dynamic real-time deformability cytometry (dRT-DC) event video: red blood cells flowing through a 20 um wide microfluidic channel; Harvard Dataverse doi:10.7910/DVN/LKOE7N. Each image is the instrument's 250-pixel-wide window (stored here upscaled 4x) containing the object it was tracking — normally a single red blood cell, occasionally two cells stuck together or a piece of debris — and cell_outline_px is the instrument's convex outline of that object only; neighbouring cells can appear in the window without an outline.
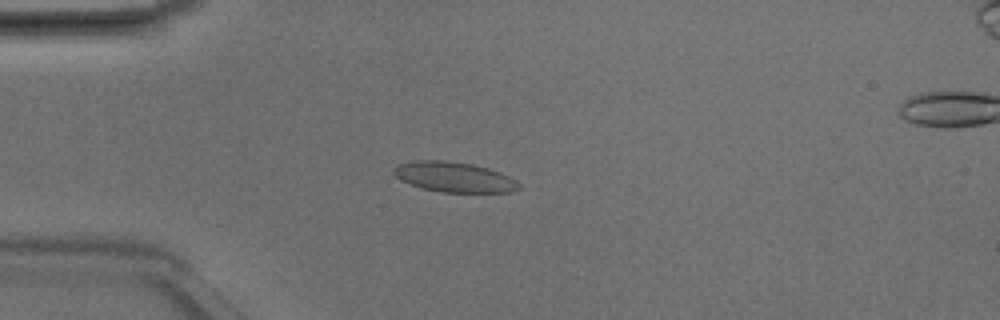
{"species": "Egyptian fruit bat (a non-hibernating species)", "species_latin": "Rousettus aegyptiacus", "temperature_condition": "room temperature", "stored_images_in_passage": 5, "camera_frame_rate_fps": 3000, "um_per_image_px": 0.085, "animal": {"sex": "male"}, "frame": {"image": 1, "passage_image": 4, "time_ms": 1.0, "image_size_px": [1000, 320], "cell_outline_px": [[520, 188], [512, 192], [440, 192], [420, 188], [400, 180], [392, 172], [400, 164], [412, 160], [444, 160], [472, 164], [488, 168], [500, 172], [516, 180], [520, 184]], "centroid_in_image_um": [38.6, 15.05], "position_along_channel_um": 46.4, "area_um2": 22.02}}